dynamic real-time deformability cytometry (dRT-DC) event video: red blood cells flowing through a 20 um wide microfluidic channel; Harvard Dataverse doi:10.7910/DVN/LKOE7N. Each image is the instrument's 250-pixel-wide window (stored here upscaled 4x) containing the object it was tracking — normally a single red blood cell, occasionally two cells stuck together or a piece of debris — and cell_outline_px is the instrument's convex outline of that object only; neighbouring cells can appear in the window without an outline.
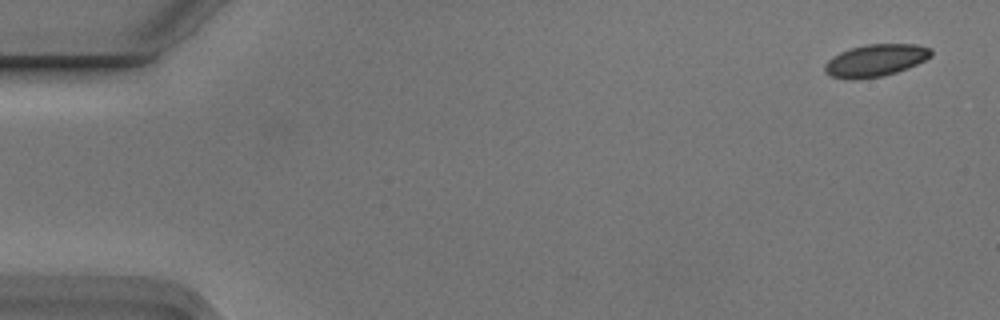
{"species": "Egyptian fruit bat (a non-hibernating species)", "species_latin": "Rousettus aegyptiacus", "temperature_condition": "cold", "stored_images_in_passage": 5, "camera_frame_rate_fps": 3000, "um_per_image_px": 0.085, "animal": {"sex": "male"}, "frame": {"image": 1, "passage_image": 1, "time_ms": 0.0, "image_size_px": [1000, 320], "cell_outline_px": [[932, 56], [908, 68], [884, 76], [856, 80], [848, 80], [832, 76], [824, 72], [824, 64], [832, 56], [840, 52], [852, 48], [868, 44], [916, 44], [932, 48]], "centroid_in_image_um": [74.4, 5.14], "position_along_channel_um": 10.6, "area_um2": 20.11}}
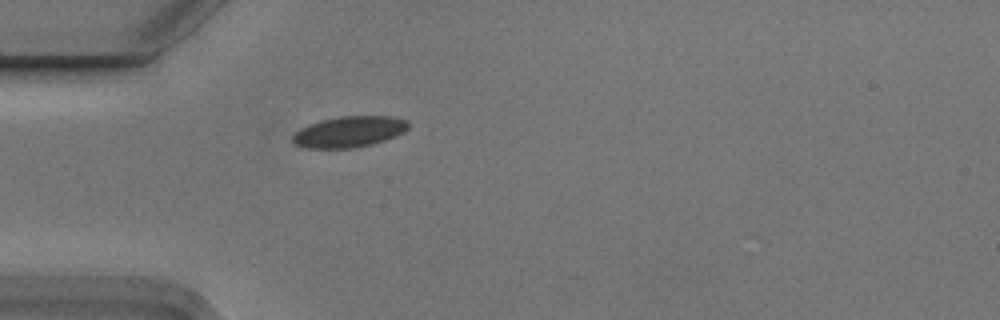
{"frame": {"image": 2, "passage_image": 5, "time_ms": 1.333, "image_size_px": [1000, 320], "cell_outline_px": [[408, 128], [404, 132], [396, 136], [372, 144], [352, 148], [304, 148], [296, 144], [292, 140], [292, 136], [300, 128], [308, 124], [320, 120], [340, 116], [392, 116], [408, 120]], "centroid_in_image_um": [29.68, 11.19], "position_along_channel_um": 55.3, "area_um2": 20.98}}